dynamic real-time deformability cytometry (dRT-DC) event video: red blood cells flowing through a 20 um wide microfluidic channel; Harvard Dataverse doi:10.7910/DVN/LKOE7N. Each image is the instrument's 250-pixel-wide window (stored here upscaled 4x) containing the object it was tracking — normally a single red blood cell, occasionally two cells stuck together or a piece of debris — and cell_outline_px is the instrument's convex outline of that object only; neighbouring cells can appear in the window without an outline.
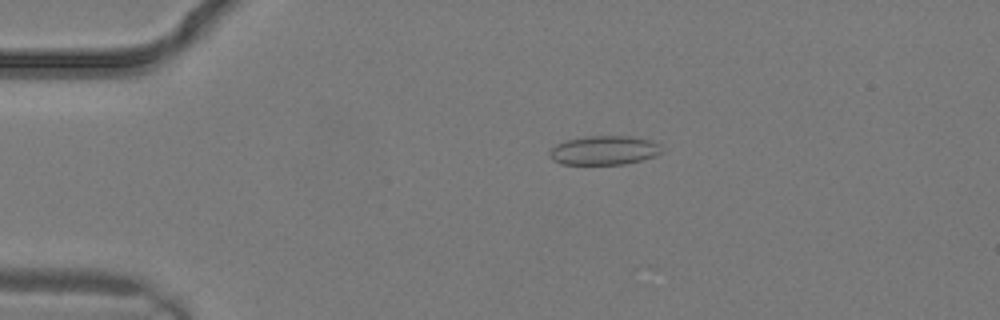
{"species": "common noctule bat (a hibernating species)", "species_latin": "Nyctalus noctula", "temperature_condition": "warm", "stored_images_in_passage": 2, "camera_frame_rate_fps": 3000, "um_per_image_px": 0.085, "animal": {"sex": "male", "body_mass_g": 19.2, "forearm_length_mm": 51.8}, "frame": {"image": 1, "passage_image": 2, "time_ms": 0.333, "image_size_px": [1000, 320], "cell_outline_px": [[664, 152], [656, 156], [624, 164], [560, 164], [552, 160], [548, 152], [556, 144], [568, 140], [588, 136], [632, 136], [652, 140], [660, 144]], "centroid_in_image_um": [51.39, 12.77], "position_along_channel_um": 33.6, "area_um2": 19.13}}